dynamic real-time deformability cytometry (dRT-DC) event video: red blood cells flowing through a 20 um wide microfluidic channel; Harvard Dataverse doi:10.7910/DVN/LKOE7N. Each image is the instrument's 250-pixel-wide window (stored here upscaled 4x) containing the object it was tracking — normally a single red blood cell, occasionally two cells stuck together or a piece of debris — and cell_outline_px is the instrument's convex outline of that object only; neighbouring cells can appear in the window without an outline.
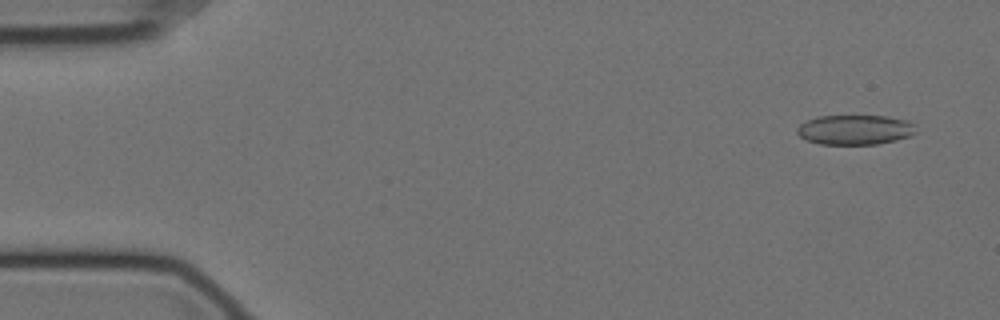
{"species": "Egyptian fruit bat (a non-hibernating species)", "species_latin": "Rousettus aegyptiacus", "temperature_condition": "cold", "stored_images_in_passage": 57, "camera_frame_rate_fps": 3000, "um_per_image_px": 0.085, "animal": {"sex": "female"}, "frame": {"image": 1, "passage_image": 3, "time_ms": 0.667, "image_size_px": [1000, 320], "cell_outline_px": [[916, 132], [912, 136], [880, 144], [820, 144], [808, 140], [800, 136], [796, 132], [796, 128], [800, 124], [816, 116], [888, 116], [904, 120], [912, 124]], "centroid_in_image_um": [72.66, 11.03], "position_along_channel_um": 12.3, "area_um2": 20.58}}
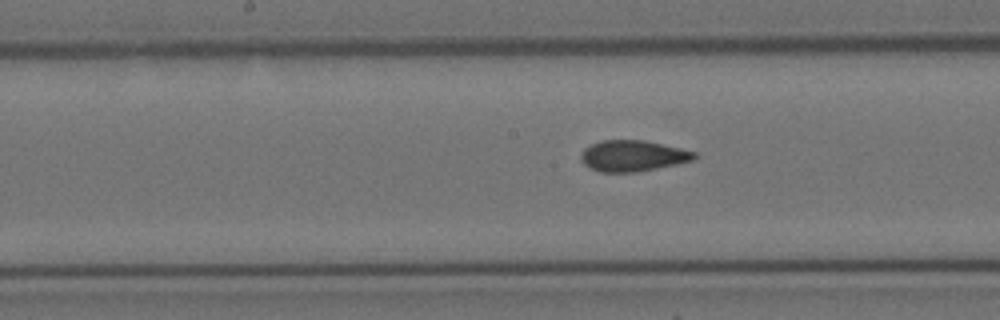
{"frame": {"image": 2, "passage_image": 28, "time_ms": 9.0, "image_size_px": [1000, 320], "cell_outline_px": [[696, 156], [692, 160], [676, 164], [636, 172], [600, 172], [584, 164], [580, 160], [580, 152], [584, 148], [600, 140], [644, 140], [680, 148], [696, 152]], "centroid_in_image_um": [53.74, 13.24], "position_along_channel_um": 194.5, "area_um2": 20.4}}
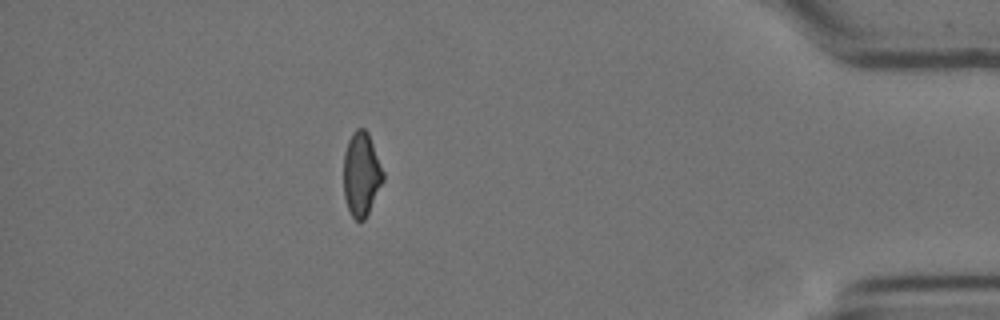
{"frame": {"image": 3, "passage_image": 50, "time_ms": 16.333, "image_size_px": [1000, 320], "cell_outline_px": [[384, 180], [364, 220], [356, 220], [352, 216], [348, 208], [344, 196], [344, 152], [348, 140], [352, 132], [356, 128], [364, 128], [368, 132], [384, 172]], "centroid_in_image_um": [30.71, 14.77], "position_along_channel_um": 404.5, "area_um2": 19.25}, "authors_computed_cell_mechanics": {"area_um2": 20.7502, "velocity_mm_per_s": 3.5268, "shape_relaxation_time_tau1_ms": null, "shape_relaxation_time_tau2_ms": 2.5642, "deformation_change_tau1": null, "deformation_change_tau2": 0.0833}}